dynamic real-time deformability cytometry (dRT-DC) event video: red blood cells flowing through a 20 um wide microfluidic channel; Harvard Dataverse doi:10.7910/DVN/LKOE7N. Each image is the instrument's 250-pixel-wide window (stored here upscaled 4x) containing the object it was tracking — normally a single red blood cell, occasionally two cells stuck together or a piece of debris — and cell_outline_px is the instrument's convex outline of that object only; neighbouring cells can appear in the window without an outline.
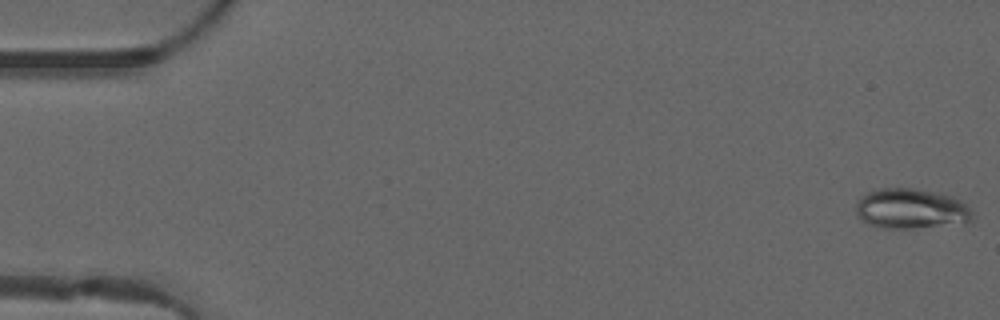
{"species": "common noctule bat (a hibernating species)", "species_latin": "Nyctalus noctula", "temperature_condition": "warm", "stored_images_in_passage": 50, "camera_frame_rate_fps": 3000, "um_per_image_px": 0.085, "animal": {"sex": "male", "forearm_length_mm": 52.5}, "frame": {"image": 1, "passage_image": 1, "time_ms": 0.0, "image_size_px": [1000, 320], "cell_outline_px": [[976, 216], [972, 224], [912, 228], [884, 228], [868, 224], [856, 216], [856, 204], [872, 188], [912, 188], [952, 196], [960, 200]], "centroid_in_image_um": [77.5, 17.77], "position_along_channel_um": 7.5, "area_um2": 27.69}}
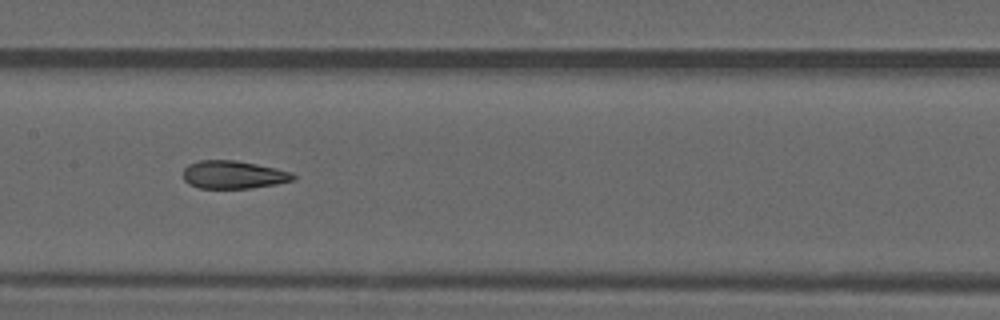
{"frame": {"image": 2, "passage_image": 25, "time_ms": 8.0, "image_size_px": [1000, 320], "cell_outline_px": [[296, 180], [276, 184], [252, 188], [200, 188], [188, 184], [184, 180], [184, 168], [188, 164], [200, 160], [236, 160], [276, 168], [292, 172], [296, 176]], "centroid_in_image_um": [19.86, 14.85], "position_along_channel_um": 187.5, "area_um2": 18.03}}
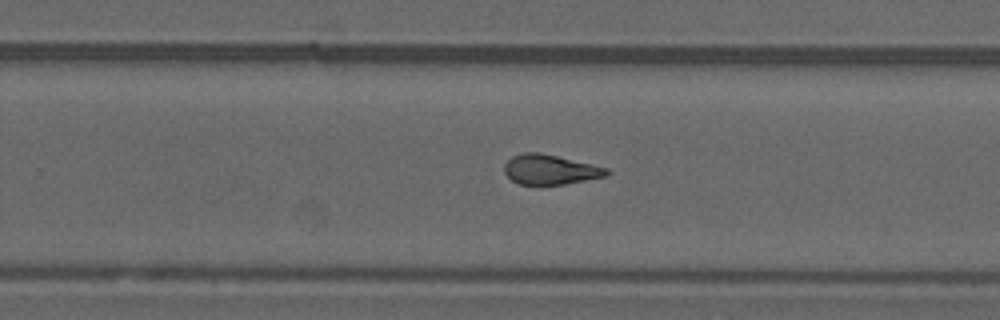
{"frame": {"image": 3, "passage_image": 32, "time_ms": 10.333, "image_size_px": [1000, 320], "cell_outline_px": [[612, 172], [604, 176], [564, 184], [520, 184], [512, 180], [504, 172], [504, 164], [512, 156], [524, 152], [540, 152], [592, 164], [608, 168]], "centroid_in_image_um": [46.75, 14.4], "position_along_channel_um": 283.0, "area_um2": 17.63}, "authors_computed_cell_mechanics": {"area_um2": 18.785, "velocity_mm_per_s": 4.1107, "shape_relaxation_time_tau1_ms": null, "shape_relaxation_time_tau2_ms": 1.9167, "deformation_change_tau1": null, "deformation_change_tau2": 0.093}}